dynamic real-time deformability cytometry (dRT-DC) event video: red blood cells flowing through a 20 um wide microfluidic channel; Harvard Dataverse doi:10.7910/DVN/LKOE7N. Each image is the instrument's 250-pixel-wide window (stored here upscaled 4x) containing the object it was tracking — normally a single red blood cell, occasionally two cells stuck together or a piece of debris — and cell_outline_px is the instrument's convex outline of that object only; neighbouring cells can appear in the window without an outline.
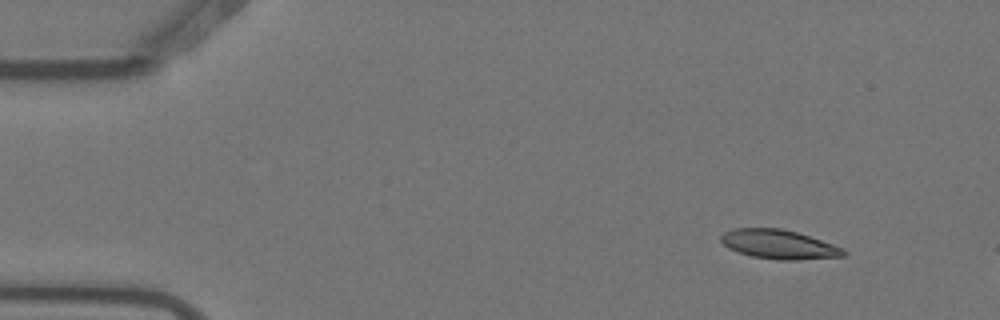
{"species": "Egyptian fruit bat (a non-hibernating species)", "species_latin": "Rousettus aegyptiacus", "temperature_condition": "warm", "stored_images_in_passage": 2, "camera_frame_rate_fps": 3000, "um_per_image_px": 0.085, "animal": {"sex": "female"}, "frame": {"image": 1, "passage_image": 1, "time_ms": 0.0, "image_size_px": [1000, 320], "cell_outline_px": [[848, 252], [844, 256], [796, 260], [776, 260], [752, 256], [728, 248], [720, 240], [720, 236], [724, 232], [732, 228], [780, 228], [796, 232], [844, 248]], "centroid_in_image_um": [66.19, 20.77], "position_along_channel_um": 18.8, "area_um2": 20.75}}